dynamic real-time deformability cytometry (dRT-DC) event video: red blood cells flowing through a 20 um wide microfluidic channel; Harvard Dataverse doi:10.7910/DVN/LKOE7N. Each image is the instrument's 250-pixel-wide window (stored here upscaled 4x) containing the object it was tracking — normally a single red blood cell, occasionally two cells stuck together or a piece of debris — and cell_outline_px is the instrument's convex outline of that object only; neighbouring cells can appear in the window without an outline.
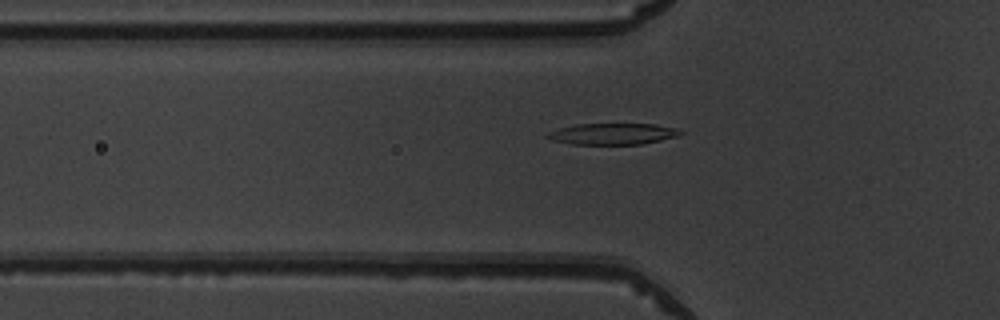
{"species": "common noctule bat (a hibernating species)", "species_latin": "Nyctalus noctula", "temperature_condition": "warm", "stored_images_in_passage": 48, "camera_frame_rate_fps": 3000, "um_per_image_px": 0.085, "animal": {"sex": "male", "body_mass_g": 19.5, "forearm_length_mm": 54.6}, "frame": {"image": 1, "passage_image": 14, "time_ms": 4.333, "image_size_px": [1000, 320], "cell_outline_px": [[684, 132], [680, 136], [640, 144], [572, 144], [552, 140], [544, 136], [548, 132], [560, 128], [576, 124], [656, 124], [680, 128]], "centroid_in_image_um": [52.13, 11.37], "position_along_channel_um": 73.7, "area_um2": 16.59}}
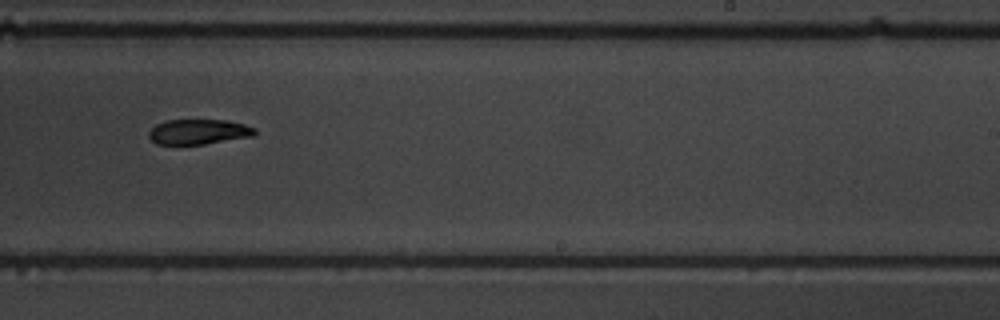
{"frame": {"image": 2, "passage_image": 29, "time_ms": 9.333, "image_size_px": [1000, 320], "cell_outline_px": [[256, 136], [204, 144], [156, 144], [148, 136], [148, 132], [156, 124], [164, 120], [224, 120], [244, 124], [256, 128]], "centroid_in_image_um": [16.9, 11.2], "position_along_channel_um": 272.1, "area_um2": 15.61}}
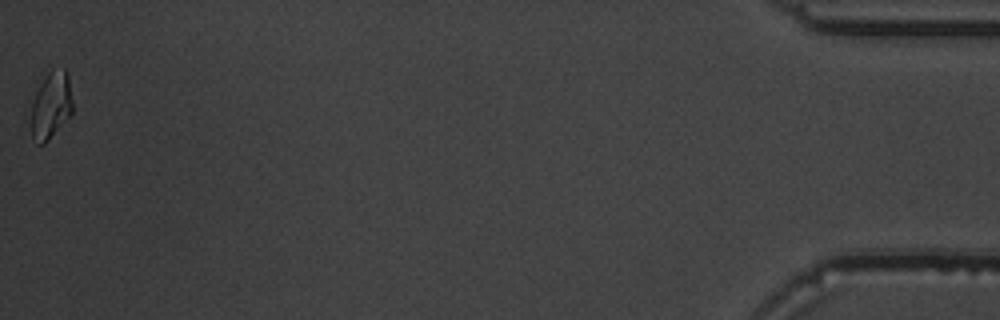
{"frame": {"image": 3, "passage_image": 48, "time_ms": 15.667, "image_size_px": [1000, 320], "cell_outline_px": [[72, 112], [48, 140], [44, 144], [36, 144], [32, 140], [32, 104], [36, 92], [44, 76], [52, 68], [64, 68], [68, 76], [72, 100]], "centroid_in_image_um": [4.33, 8.93], "position_along_channel_um": 430.9, "area_um2": 16.01}, "authors_computed_cell_mechanics": {"area_um2": 16.8487, "velocity_mm_per_s": 3.9701, "shape_relaxation_time_tau1_ms": 6.0566, "shape_relaxation_time_tau2_ms": null, "deformation_change_tau1": 0.2208, "deformation_change_tau2": null}}